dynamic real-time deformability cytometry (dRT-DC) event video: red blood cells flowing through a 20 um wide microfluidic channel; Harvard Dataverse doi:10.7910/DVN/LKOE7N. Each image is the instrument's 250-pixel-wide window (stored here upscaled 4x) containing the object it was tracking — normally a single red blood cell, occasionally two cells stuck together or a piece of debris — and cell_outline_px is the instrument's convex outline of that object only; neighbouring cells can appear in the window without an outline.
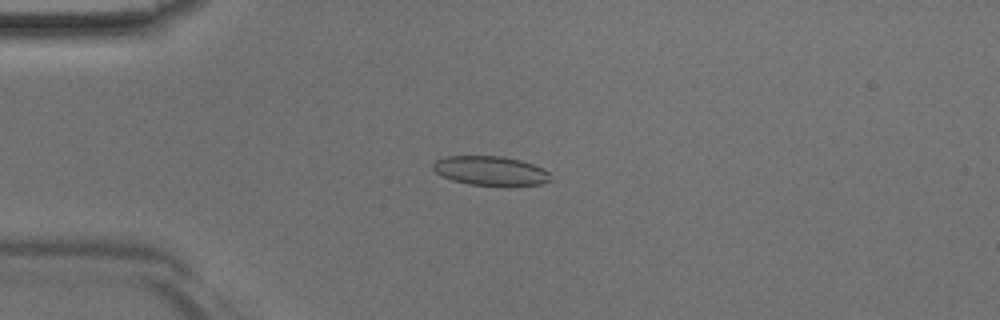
{"species": "Egyptian fruit bat (a non-hibernating species)", "species_latin": "Rousettus aegyptiacus", "temperature_condition": "room temperature", "stored_images_in_passage": 46, "camera_frame_rate_fps": 3000, "um_per_image_px": 0.085, "animal": {"sex": "male"}, "frame": {"image": 1, "passage_image": 12, "time_ms": 3.667, "image_size_px": [1000, 320], "cell_outline_px": [[552, 180], [540, 184], [508, 188], [468, 184], [452, 180], [436, 172], [432, 168], [432, 164], [436, 160], [448, 156], [504, 156], [520, 160], [544, 168], [548, 172]], "centroid_in_image_um": [41.74, 14.55], "position_along_channel_um": 43.3, "area_um2": 20.63}}
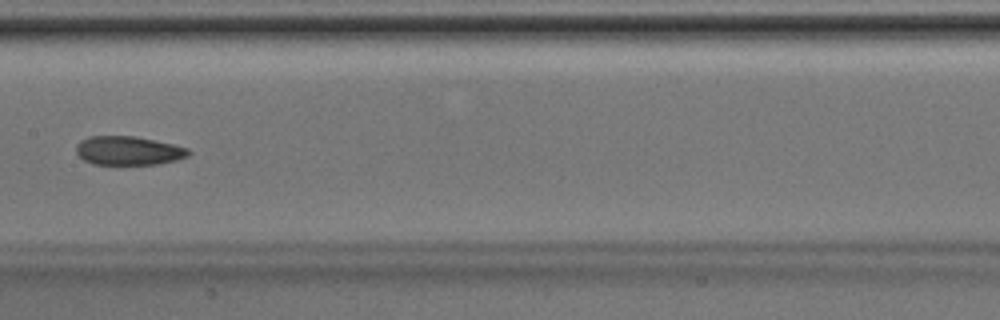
{"frame": {"image": 2, "passage_image": 24, "time_ms": 7.667, "image_size_px": [1000, 320], "cell_outline_px": [[192, 152], [188, 156], [176, 160], [160, 164], [92, 164], [84, 160], [76, 152], [76, 144], [80, 140], [88, 136], [136, 136], [172, 144], [188, 148]], "centroid_in_image_um": [10.91, 12.8], "position_along_channel_um": 196.5, "area_um2": 18.96}}
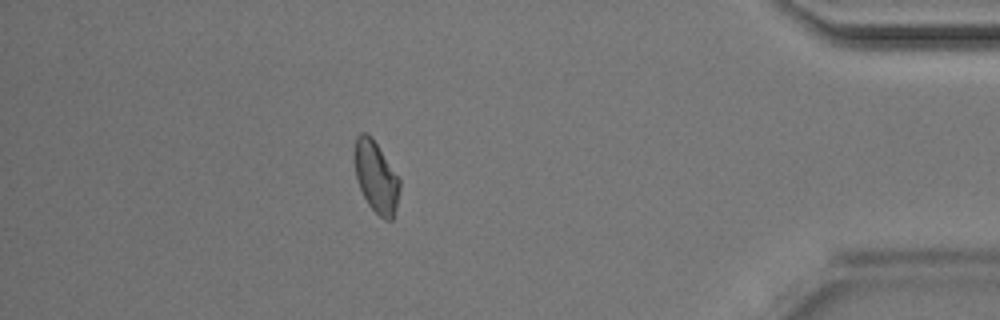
{"frame": {"image": 3, "passage_image": 41, "time_ms": 13.333, "image_size_px": [1000, 320], "cell_outline_px": [[400, 188], [392, 220], [384, 220], [368, 204], [360, 188], [356, 176], [352, 160], [352, 152], [356, 136], [360, 132], [368, 132], [372, 136], [400, 180]], "centroid_in_image_um": [31.91, 14.96], "position_along_channel_um": 403.3, "area_um2": 18.96}}